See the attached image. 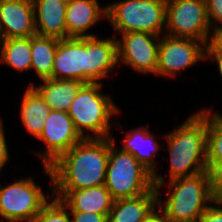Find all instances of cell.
I'll return each instance as SVG.
<instances>
[{"label":"cell","instance_id":"cb8c5ba5","mask_svg":"<svg viewBox=\"0 0 222 222\" xmlns=\"http://www.w3.org/2000/svg\"><path fill=\"white\" fill-rule=\"evenodd\" d=\"M207 111V160H222V115Z\"/></svg>","mask_w":222,"mask_h":222},{"label":"cell","instance_id":"3957f363","mask_svg":"<svg viewBox=\"0 0 222 222\" xmlns=\"http://www.w3.org/2000/svg\"><path fill=\"white\" fill-rule=\"evenodd\" d=\"M102 84L103 82L83 84L67 112L76 130L85 139L111 137L110 120L120 113L113 99L108 94L101 93Z\"/></svg>","mask_w":222,"mask_h":222},{"label":"cell","instance_id":"e0dca14e","mask_svg":"<svg viewBox=\"0 0 222 222\" xmlns=\"http://www.w3.org/2000/svg\"><path fill=\"white\" fill-rule=\"evenodd\" d=\"M100 19H107V7H101L98 0H68L66 10L68 38L98 36L87 31L101 21Z\"/></svg>","mask_w":222,"mask_h":222},{"label":"cell","instance_id":"30bf717a","mask_svg":"<svg viewBox=\"0 0 222 222\" xmlns=\"http://www.w3.org/2000/svg\"><path fill=\"white\" fill-rule=\"evenodd\" d=\"M37 139L43 141L46 149L36 152V155L40 157L43 166H50L84 138L76 130L67 112L51 110Z\"/></svg>","mask_w":222,"mask_h":222},{"label":"cell","instance_id":"6da1fadb","mask_svg":"<svg viewBox=\"0 0 222 222\" xmlns=\"http://www.w3.org/2000/svg\"><path fill=\"white\" fill-rule=\"evenodd\" d=\"M110 153L109 138H84L50 166H43L53 191L103 186Z\"/></svg>","mask_w":222,"mask_h":222},{"label":"cell","instance_id":"ac0fdd59","mask_svg":"<svg viewBox=\"0 0 222 222\" xmlns=\"http://www.w3.org/2000/svg\"><path fill=\"white\" fill-rule=\"evenodd\" d=\"M36 35L67 39L66 10L68 0H32Z\"/></svg>","mask_w":222,"mask_h":222},{"label":"cell","instance_id":"277c9868","mask_svg":"<svg viewBox=\"0 0 222 222\" xmlns=\"http://www.w3.org/2000/svg\"><path fill=\"white\" fill-rule=\"evenodd\" d=\"M168 196L158 207L171 222H199L214 198L208 171L192 177L168 180ZM208 203V204H207Z\"/></svg>","mask_w":222,"mask_h":222},{"label":"cell","instance_id":"9a60e30c","mask_svg":"<svg viewBox=\"0 0 222 222\" xmlns=\"http://www.w3.org/2000/svg\"><path fill=\"white\" fill-rule=\"evenodd\" d=\"M117 64V38L86 37V83H101Z\"/></svg>","mask_w":222,"mask_h":222},{"label":"cell","instance_id":"52a82bcc","mask_svg":"<svg viewBox=\"0 0 222 222\" xmlns=\"http://www.w3.org/2000/svg\"><path fill=\"white\" fill-rule=\"evenodd\" d=\"M165 27L167 35L196 39L205 45L215 35L205 0H166Z\"/></svg>","mask_w":222,"mask_h":222},{"label":"cell","instance_id":"2e32d148","mask_svg":"<svg viewBox=\"0 0 222 222\" xmlns=\"http://www.w3.org/2000/svg\"><path fill=\"white\" fill-rule=\"evenodd\" d=\"M51 196L61 200L69 211L93 212L107 216L114 203L105 185L72 191H53Z\"/></svg>","mask_w":222,"mask_h":222},{"label":"cell","instance_id":"8992f818","mask_svg":"<svg viewBox=\"0 0 222 222\" xmlns=\"http://www.w3.org/2000/svg\"><path fill=\"white\" fill-rule=\"evenodd\" d=\"M106 7L107 21L117 33L148 32L160 36L164 32L166 0H119Z\"/></svg>","mask_w":222,"mask_h":222},{"label":"cell","instance_id":"4316f807","mask_svg":"<svg viewBox=\"0 0 222 222\" xmlns=\"http://www.w3.org/2000/svg\"><path fill=\"white\" fill-rule=\"evenodd\" d=\"M213 33L222 27V0H205ZM217 22V24H215ZM215 24V25H214Z\"/></svg>","mask_w":222,"mask_h":222},{"label":"cell","instance_id":"ba28073f","mask_svg":"<svg viewBox=\"0 0 222 222\" xmlns=\"http://www.w3.org/2000/svg\"><path fill=\"white\" fill-rule=\"evenodd\" d=\"M31 177L0 187V217L7 222H32L49 202Z\"/></svg>","mask_w":222,"mask_h":222},{"label":"cell","instance_id":"5bb4252c","mask_svg":"<svg viewBox=\"0 0 222 222\" xmlns=\"http://www.w3.org/2000/svg\"><path fill=\"white\" fill-rule=\"evenodd\" d=\"M144 127L138 126L135 130L131 129L126 132L125 139L122 140V151L132 154L145 168L153 174V183L158 193L161 196L160 190L166 184L165 177L158 174L156 171L157 165L155 156L162 147L156 142L154 135Z\"/></svg>","mask_w":222,"mask_h":222},{"label":"cell","instance_id":"ffe728a7","mask_svg":"<svg viewBox=\"0 0 222 222\" xmlns=\"http://www.w3.org/2000/svg\"><path fill=\"white\" fill-rule=\"evenodd\" d=\"M42 84H30L44 99L51 110L68 112L72 101L78 90L84 84L78 80L72 79H52L42 80Z\"/></svg>","mask_w":222,"mask_h":222},{"label":"cell","instance_id":"4dcf8cb0","mask_svg":"<svg viewBox=\"0 0 222 222\" xmlns=\"http://www.w3.org/2000/svg\"><path fill=\"white\" fill-rule=\"evenodd\" d=\"M9 161V150L6 142L4 126L2 120H0V172L3 166Z\"/></svg>","mask_w":222,"mask_h":222},{"label":"cell","instance_id":"7402d4cb","mask_svg":"<svg viewBox=\"0 0 222 222\" xmlns=\"http://www.w3.org/2000/svg\"><path fill=\"white\" fill-rule=\"evenodd\" d=\"M59 39L56 37L34 35L31 37V69L40 80L52 78L54 56Z\"/></svg>","mask_w":222,"mask_h":222},{"label":"cell","instance_id":"f1b7e54d","mask_svg":"<svg viewBox=\"0 0 222 222\" xmlns=\"http://www.w3.org/2000/svg\"><path fill=\"white\" fill-rule=\"evenodd\" d=\"M213 60L218 64V71L222 78V48L214 41L211 40L205 46V60Z\"/></svg>","mask_w":222,"mask_h":222},{"label":"cell","instance_id":"4fadbf2b","mask_svg":"<svg viewBox=\"0 0 222 222\" xmlns=\"http://www.w3.org/2000/svg\"><path fill=\"white\" fill-rule=\"evenodd\" d=\"M52 79H72L86 84V38L59 39Z\"/></svg>","mask_w":222,"mask_h":222},{"label":"cell","instance_id":"d6a6232c","mask_svg":"<svg viewBox=\"0 0 222 222\" xmlns=\"http://www.w3.org/2000/svg\"><path fill=\"white\" fill-rule=\"evenodd\" d=\"M213 40L222 48V27L215 32Z\"/></svg>","mask_w":222,"mask_h":222},{"label":"cell","instance_id":"9c48e42d","mask_svg":"<svg viewBox=\"0 0 222 222\" xmlns=\"http://www.w3.org/2000/svg\"><path fill=\"white\" fill-rule=\"evenodd\" d=\"M161 36L156 76L174 77L180 71H185L200 61H205L206 45L202 41L192 38L174 37L165 33Z\"/></svg>","mask_w":222,"mask_h":222},{"label":"cell","instance_id":"f546056e","mask_svg":"<svg viewBox=\"0 0 222 222\" xmlns=\"http://www.w3.org/2000/svg\"><path fill=\"white\" fill-rule=\"evenodd\" d=\"M72 222H107V215L93 212L70 211Z\"/></svg>","mask_w":222,"mask_h":222},{"label":"cell","instance_id":"7a4b0ae2","mask_svg":"<svg viewBox=\"0 0 222 222\" xmlns=\"http://www.w3.org/2000/svg\"><path fill=\"white\" fill-rule=\"evenodd\" d=\"M163 137L167 139L170 153L169 180L207 171V111L191 114Z\"/></svg>","mask_w":222,"mask_h":222},{"label":"cell","instance_id":"d4e9b609","mask_svg":"<svg viewBox=\"0 0 222 222\" xmlns=\"http://www.w3.org/2000/svg\"><path fill=\"white\" fill-rule=\"evenodd\" d=\"M48 202L32 222H72L68 208L56 198Z\"/></svg>","mask_w":222,"mask_h":222},{"label":"cell","instance_id":"5b68a950","mask_svg":"<svg viewBox=\"0 0 222 222\" xmlns=\"http://www.w3.org/2000/svg\"><path fill=\"white\" fill-rule=\"evenodd\" d=\"M110 137L105 187L114 200L135 198L155 188L153 174L132 154L118 150Z\"/></svg>","mask_w":222,"mask_h":222},{"label":"cell","instance_id":"484cf974","mask_svg":"<svg viewBox=\"0 0 222 222\" xmlns=\"http://www.w3.org/2000/svg\"><path fill=\"white\" fill-rule=\"evenodd\" d=\"M207 171L213 198L222 201V160H207Z\"/></svg>","mask_w":222,"mask_h":222},{"label":"cell","instance_id":"83f0119b","mask_svg":"<svg viewBox=\"0 0 222 222\" xmlns=\"http://www.w3.org/2000/svg\"><path fill=\"white\" fill-rule=\"evenodd\" d=\"M211 204L201 215L199 222H222V201L214 200L213 205Z\"/></svg>","mask_w":222,"mask_h":222},{"label":"cell","instance_id":"8fae6325","mask_svg":"<svg viewBox=\"0 0 222 222\" xmlns=\"http://www.w3.org/2000/svg\"><path fill=\"white\" fill-rule=\"evenodd\" d=\"M117 39L118 63L137 73L156 75L160 36L148 32L123 33Z\"/></svg>","mask_w":222,"mask_h":222},{"label":"cell","instance_id":"7c38bea8","mask_svg":"<svg viewBox=\"0 0 222 222\" xmlns=\"http://www.w3.org/2000/svg\"><path fill=\"white\" fill-rule=\"evenodd\" d=\"M36 35L32 0H0V39Z\"/></svg>","mask_w":222,"mask_h":222},{"label":"cell","instance_id":"d6986e66","mask_svg":"<svg viewBox=\"0 0 222 222\" xmlns=\"http://www.w3.org/2000/svg\"><path fill=\"white\" fill-rule=\"evenodd\" d=\"M156 188L135 198L114 200L107 222H143L158 206Z\"/></svg>","mask_w":222,"mask_h":222},{"label":"cell","instance_id":"44dd1931","mask_svg":"<svg viewBox=\"0 0 222 222\" xmlns=\"http://www.w3.org/2000/svg\"><path fill=\"white\" fill-rule=\"evenodd\" d=\"M20 106V118L24 128L35 138H37L43 129L46 118L51 108L46 104L40 94L29 85Z\"/></svg>","mask_w":222,"mask_h":222},{"label":"cell","instance_id":"1f68e13d","mask_svg":"<svg viewBox=\"0 0 222 222\" xmlns=\"http://www.w3.org/2000/svg\"><path fill=\"white\" fill-rule=\"evenodd\" d=\"M143 222H171L163 213V211L157 206Z\"/></svg>","mask_w":222,"mask_h":222},{"label":"cell","instance_id":"603a6c76","mask_svg":"<svg viewBox=\"0 0 222 222\" xmlns=\"http://www.w3.org/2000/svg\"><path fill=\"white\" fill-rule=\"evenodd\" d=\"M0 61L16 71H30L31 37L0 39Z\"/></svg>","mask_w":222,"mask_h":222}]
</instances>
